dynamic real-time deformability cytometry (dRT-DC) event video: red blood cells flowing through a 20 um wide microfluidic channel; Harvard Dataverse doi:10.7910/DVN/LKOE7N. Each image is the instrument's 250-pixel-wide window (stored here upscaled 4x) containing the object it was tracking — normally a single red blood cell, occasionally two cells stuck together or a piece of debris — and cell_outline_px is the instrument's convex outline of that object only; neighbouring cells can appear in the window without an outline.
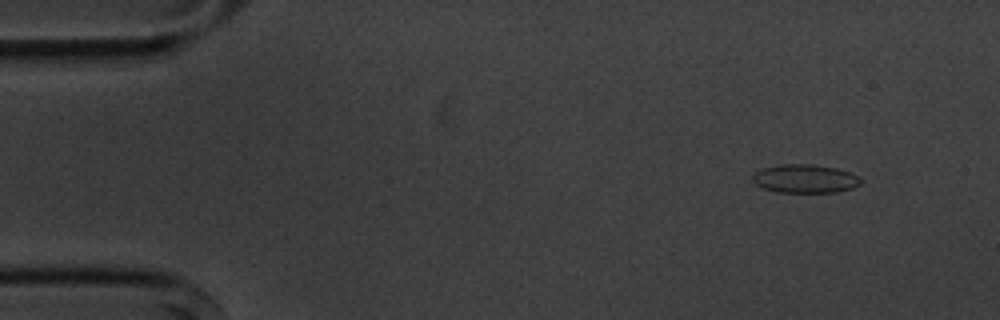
{"species": "common noctule bat (a hibernating species)", "species_latin": "Nyctalus noctula", "temperature_condition": "cold", "stored_images_in_passage": 5, "camera_frame_rate_fps": 3000, "um_per_image_px": 0.085, "animal": {"sex": "male", "body_mass_g": 20.1, "forearm_length_mm": 53.5}, "frame": {"image": 1, "passage_image": 1, "time_ms": 0.0, "image_size_px": [1000, 320], "cell_outline_px": [[860, 184], [852, 188], [836, 192], [776, 192], [764, 188], [756, 184], [752, 180], [752, 176], [756, 172], [764, 168], [780, 164], [812, 164], [836, 168], [848, 172], [856, 176], [860, 180]], "centroid_in_image_um": [68.4, 15.19], "position_along_channel_um": 16.6, "area_um2": 17.74}}
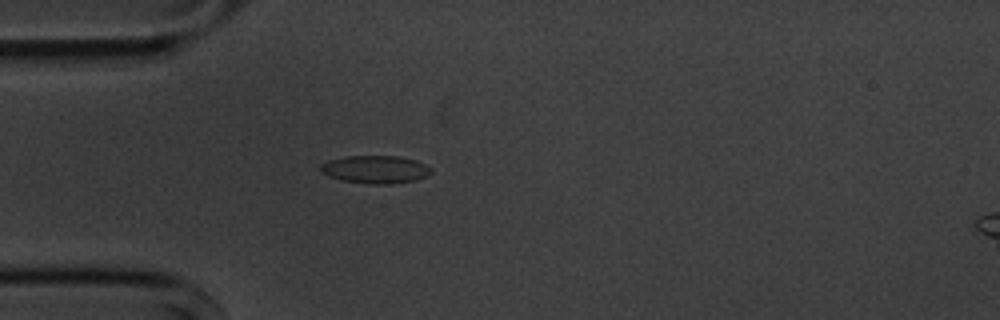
{"frame": {"image": 2, "passage_image": 4, "time_ms": 3.333, "image_size_px": [1000, 320], "cell_outline_px": [[432, 172], [416, 180], [392, 184], [368, 184], [340, 180], [328, 176], [320, 172], [320, 164], [328, 160], [348, 156], [396, 156], [416, 160], [432, 168]], "centroid_in_image_um": [31.87, 14.41], "position_along_channel_um": 53.1, "area_um2": 18.03}}